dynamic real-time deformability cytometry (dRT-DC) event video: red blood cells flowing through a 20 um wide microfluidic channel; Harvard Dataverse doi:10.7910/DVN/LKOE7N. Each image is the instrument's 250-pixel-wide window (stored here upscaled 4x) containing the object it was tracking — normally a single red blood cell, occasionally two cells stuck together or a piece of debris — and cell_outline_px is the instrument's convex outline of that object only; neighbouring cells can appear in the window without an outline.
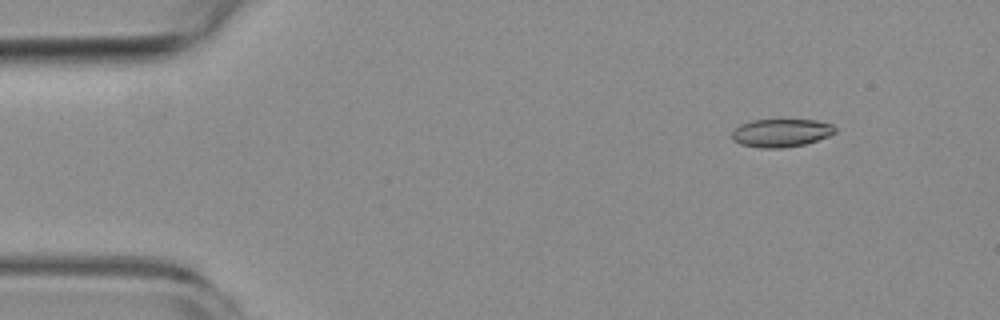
{"species": "common noctule bat (a hibernating species)", "species_latin": "Nyctalus noctula", "temperature_condition": "room temperature", "stored_images_in_passage": 7, "camera_frame_rate_fps": 3000, "um_per_image_px": 0.085, "animal": {"sex": "female", "body_mass_g": 19.3, "forearm_length_mm": 54.1}, "frame": {"image": 1, "passage_image": 1, "time_ms": 0.0, "image_size_px": [1000, 320], "cell_outline_px": [[836, 132], [828, 136], [804, 144], [784, 148], [760, 148], [740, 144], [732, 140], [732, 132], [740, 124], [752, 120], [816, 120], [832, 124], [836, 128]], "centroid_in_image_um": [66.38, 11.3], "position_along_channel_um": 18.6, "area_um2": 16.88}}
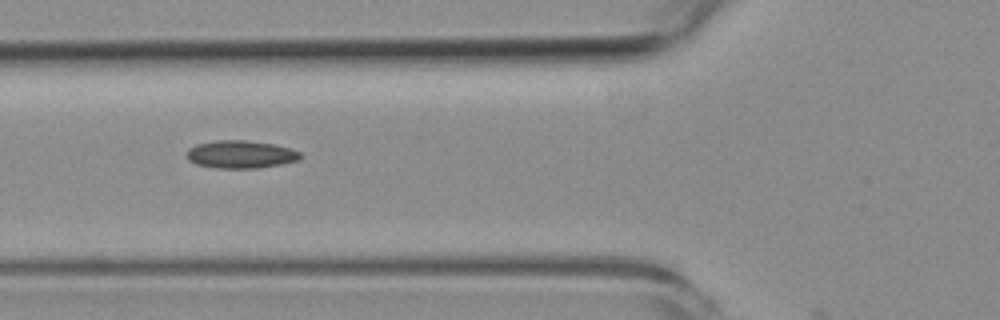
{"frame": {"image": 2, "passage_image": 5, "time_ms": 4.667, "image_size_px": [1000, 320], "cell_outline_px": [[300, 156], [296, 160], [280, 164], [256, 168], [216, 168], [196, 164], [188, 160], [184, 156], [188, 148], [196, 144], [216, 140], [244, 140], [276, 144], [300, 152]], "centroid_in_image_um": [20.37, 13.11], "position_along_channel_um": 105.4, "area_um2": 18.38}}
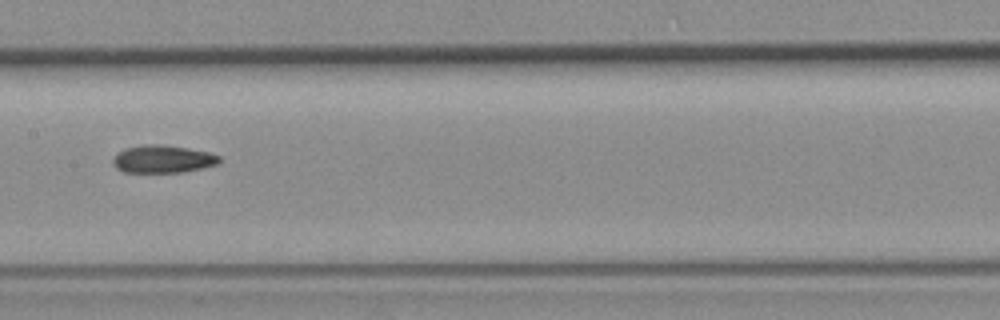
{"frame": {"image": 3, "passage_image": 7, "time_ms": 7.0, "image_size_px": [1000, 320], "cell_outline_px": [[220, 164], [184, 172], [124, 172], [116, 168], [112, 164], [112, 160], [124, 148], [144, 144], [156, 144], [188, 148], [208, 152], [220, 156]], "centroid_in_image_um": [13.85, 13.52], "position_along_channel_um": 193.5, "area_um2": 17.17}}